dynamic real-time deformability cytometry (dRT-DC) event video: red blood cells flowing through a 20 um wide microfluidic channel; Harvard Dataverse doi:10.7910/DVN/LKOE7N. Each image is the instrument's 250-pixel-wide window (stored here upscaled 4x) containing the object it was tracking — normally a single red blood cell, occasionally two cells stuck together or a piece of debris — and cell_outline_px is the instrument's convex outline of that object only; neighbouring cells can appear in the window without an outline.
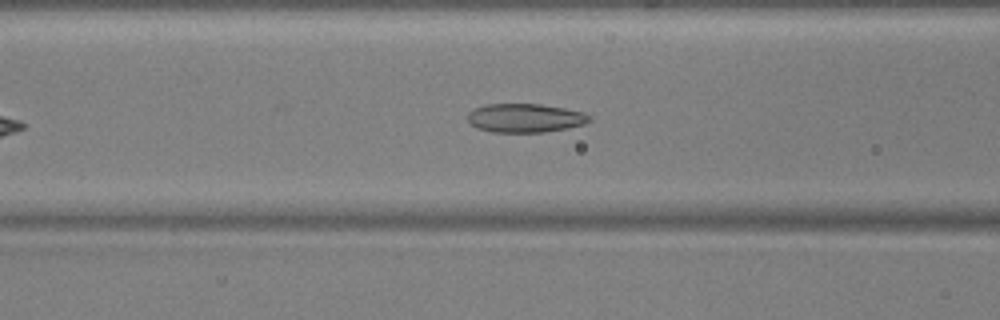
{"species": "common noctule bat (a hibernating species)", "species_latin": "Nyctalus noctula", "temperature_condition": "warm", "stored_images_in_passage": 43, "camera_frame_rate_fps": 3000, "um_per_image_px": 0.085, "animal": {"sex": "male", "body_mass_g": 17.9, "forearm_length_mm": 54.2}, "frame": {"image": 1, "passage_image": 18, "time_ms": 5.667, "image_size_px": [1000, 320], "cell_outline_px": [[592, 120], [584, 124], [568, 128], [544, 132], [492, 132], [476, 128], [468, 120], [468, 112], [484, 104], [540, 104], [564, 108], [584, 112], [592, 116]], "centroid_in_image_um": [44.66, 10.03], "position_along_channel_um": 121.9, "area_um2": 20.52}}
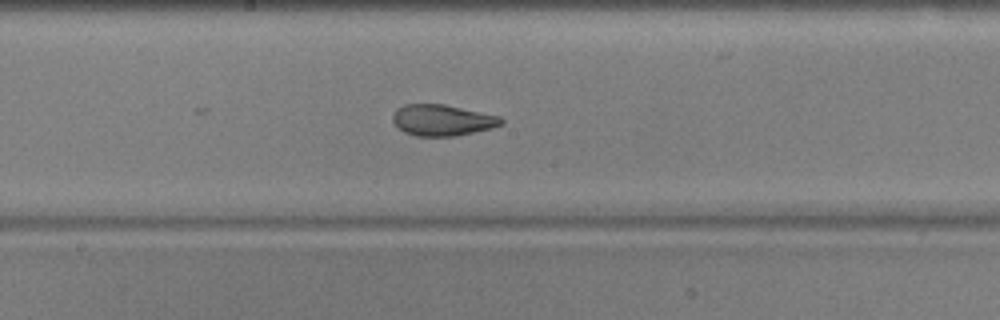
{"frame": {"image": 2, "passage_image": 25, "time_ms": 8.0, "image_size_px": [1000, 320], "cell_outline_px": [[504, 124], [492, 128], [456, 136], [416, 136], [404, 132], [392, 120], [392, 116], [396, 108], [404, 104], [444, 104], [500, 116], [504, 120]], "centroid_in_image_um": [37.61, 10.21], "position_along_channel_um": 210.6, "area_um2": 19.77}}
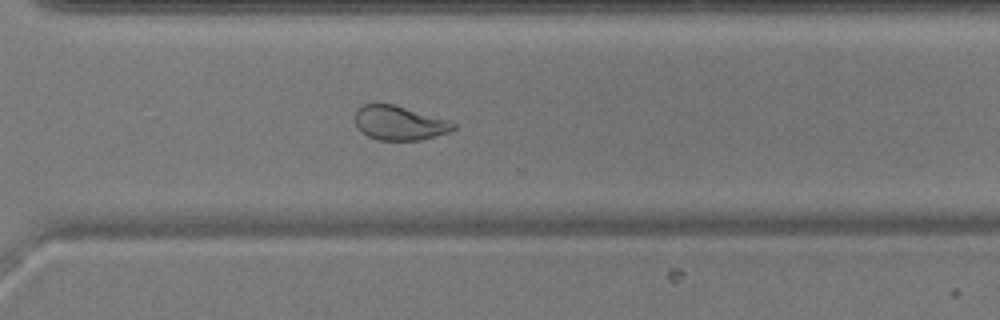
{"frame": {"image": 3, "passage_image": 35, "time_ms": 11.333, "image_size_px": [1000, 320], "cell_outline_px": [[456, 128], [448, 132], [420, 140], [380, 140], [368, 136], [356, 124], [352, 116], [356, 108], [364, 104], [392, 104], [452, 120], [456, 124]], "centroid_in_image_um": [33.95, 10.44], "position_along_channel_um": 336.6, "area_um2": 19.71}, "authors_computed_cell_mechanics": {"area_um2": 21.6172, "velocity_mm_per_s": 3.7975, "shape_relaxation_time_tau1_ms": null, "shape_relaxation_time_tau2_ms": 1.3443, "deformation_change_tau1": null, "deformation_change_tau2": 0.0687}}